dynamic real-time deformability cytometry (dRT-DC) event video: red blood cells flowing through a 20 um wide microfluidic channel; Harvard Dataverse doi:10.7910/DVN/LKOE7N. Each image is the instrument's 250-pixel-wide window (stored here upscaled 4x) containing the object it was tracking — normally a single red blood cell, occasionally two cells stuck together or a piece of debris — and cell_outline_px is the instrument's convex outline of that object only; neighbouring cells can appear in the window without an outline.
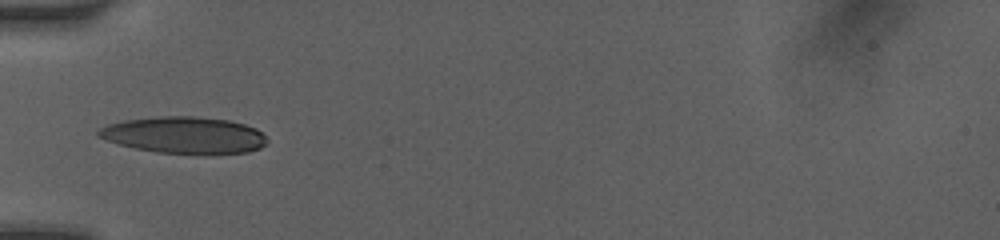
{"species": "human", "species_latin": "Homo sapiens", "temperature_condition": "room temperature", "stored_images_in_passage": 2, "camera_frame_rate_fps": 3000, "um_per_image_px": 0.085, "donor": {"sex": "female"}, "frame": {"image": 1, "passage_image": 1, "time_ms": 0.0, "image_size_px": [1000, 240], "cell_outline_px": [[268, 140], [260, 148], [248, 152], [204, 156], [156, 152], [116, 144], [96, 136], [96, 132], [100, 128], [108, 124], [124, 120], [156, 116], [196, 116], [228, 120], [244, 124], [256, 128]], "centroid_in_image_um": [15.65, 11.51], "position_along_channel_um": 69.3, "area_um2": 36.82}}